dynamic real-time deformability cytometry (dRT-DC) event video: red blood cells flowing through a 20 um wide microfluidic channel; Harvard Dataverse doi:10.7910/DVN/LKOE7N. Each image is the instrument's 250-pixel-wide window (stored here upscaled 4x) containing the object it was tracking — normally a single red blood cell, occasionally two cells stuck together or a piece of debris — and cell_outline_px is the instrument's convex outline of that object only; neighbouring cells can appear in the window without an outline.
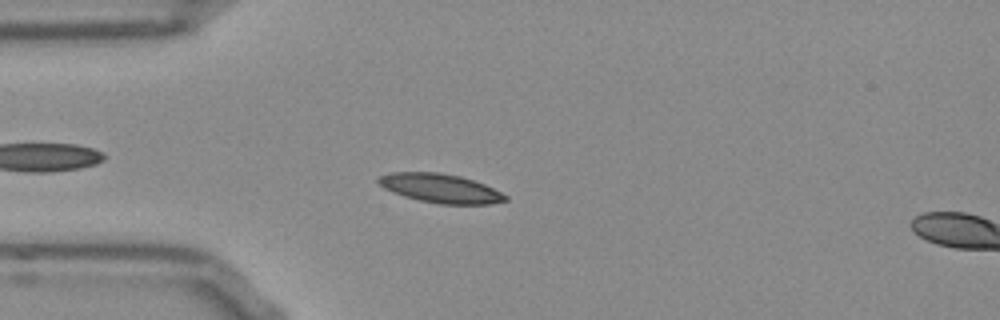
{"species": "Egyptian fruit bat (a non-hibernating species)", "species_latin": "Rousettus aegyptiacus", "temperature_condition": "room temperature", "stored_images_in_passage": 15, "camera_frame_rate_fps": 3000, "um_per_image_px": 0.085, "frame": {"image": 1, "passage_image": 13, "time_ms": 4.0, "image_size_px": [1000, 320], "cell_outline_px": [[508, 200], [492, 204], [440, 204], [420, 200], [404, 196], [384, 188], [376, 180], [380, 176], [392, 172], [440, 172], [460, 176], [484, 184], [508, 196]], "centroid_in_image_um": [37.45, 16.0], "position_along_channel_um": 47.6, "area_um2": 21.27}}